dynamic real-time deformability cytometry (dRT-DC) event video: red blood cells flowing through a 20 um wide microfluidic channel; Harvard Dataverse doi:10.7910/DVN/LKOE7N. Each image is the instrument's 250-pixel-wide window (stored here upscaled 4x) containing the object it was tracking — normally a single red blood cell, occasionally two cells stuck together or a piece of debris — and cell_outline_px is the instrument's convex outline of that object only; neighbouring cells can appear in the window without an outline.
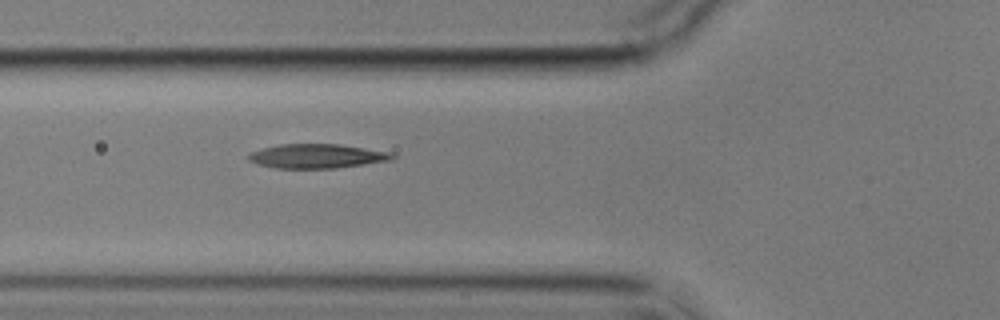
{"species": "common noctule bat (a hibernating species)", "species_latin": "Nyctalus noctula", "temperature_condition": "cold", "stored_images_in_passage": 6, "camera_frame_rate_fps": 3000, "um_per_image_px": 0.085, "animal": {"sex": "male", "body_mass_g": 17.9}, "frame": {"image": 1, "passage_image": 6, "time_ms": 6.667, "image_size_px": [1000, 320], "cell_outline_px": [[396, 156], [392, 160], [336, 168], [276, 168], [256, 164], [248, 160], [248, 156], [252, 152], [264, 148], [280, 144], [340, 144], [392, 152]], "centroid_in_image_um": [26.97, 13.27], "position_along_channel_um": 98.8, "area_um2": 20.29}}